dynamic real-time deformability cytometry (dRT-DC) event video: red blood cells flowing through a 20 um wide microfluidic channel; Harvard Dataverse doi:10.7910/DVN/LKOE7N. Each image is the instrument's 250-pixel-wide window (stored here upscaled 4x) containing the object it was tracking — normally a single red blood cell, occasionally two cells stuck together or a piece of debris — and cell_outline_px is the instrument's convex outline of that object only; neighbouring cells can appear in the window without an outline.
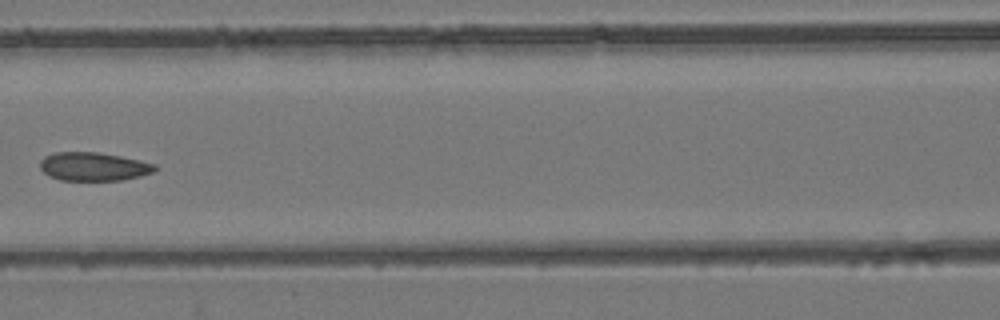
{"species": "common noctule bat (a hibernating species)", "species_latin": "Nyctalus noctula", "temperature_condition": "room temperature", "stored_images_in_passage": 7, "camera_frame_rate_fps": 3000, "um_per_image_px": 0.085, "animal": {"sex": "female", "body_mass_g": 24.6, "forearm_length_mm": 56.2}, "frame": {"image": 1, "passage_image": 7, "time_ms": 2.0, "image_size_px": [1000, 320], "cell_outline_px": [[156, 168], [152, 172], [140, 176], [120, 180], [60, 180], [48, 176], [40, 168], [40, 160], [44, 156], [56, 152], [96, 152], [120, 156], [156, 164]], "centroid_in_image_um": [7.91, 14.15], "position_along_channel_um": 158.7, "area_um2": 18.96}}